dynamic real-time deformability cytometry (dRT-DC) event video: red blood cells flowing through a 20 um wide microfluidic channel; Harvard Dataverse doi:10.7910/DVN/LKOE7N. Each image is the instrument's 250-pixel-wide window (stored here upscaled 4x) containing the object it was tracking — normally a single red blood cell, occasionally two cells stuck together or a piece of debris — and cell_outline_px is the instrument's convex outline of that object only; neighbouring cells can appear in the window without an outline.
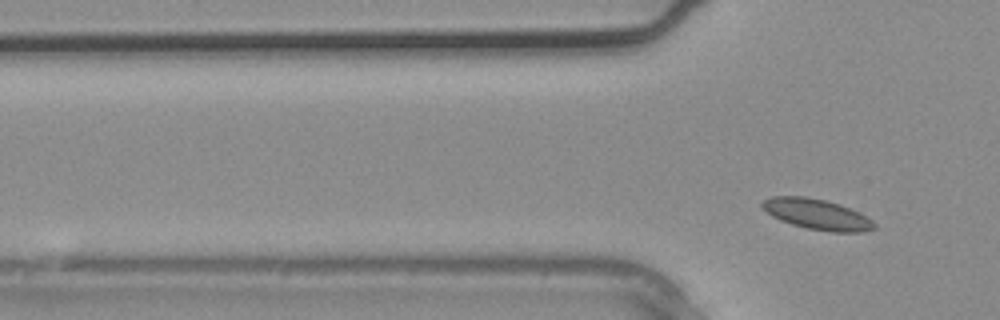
{"species": "common noctule bat (a hibernating species)", "species_latin": "Nyctalus noctula", "temperature_condition": "warm", "stored_images_in_passage": 3, "camera_frame_rate_fps": 3000, "um_per_image_px": 0.085, "animal": {"sex": "male", "body_mass_g": 20.4}, "frame": {"image": 1, "passage_image": 3, "time_ms": 0.667, "image_size_px": [1000, 320], "cell_outline_px": [[876, 228], [864, 232], [832, 232], [808, 228], [792, 224], [780, 220], [772, 216], [760, 208], [760, 204], [764, 200], [772, 196], [804, 196], [824, 200], [840, 204], [872, 220], [876, 224]], "centroid_in_image_um": [69.4, 18.21], "position_along_channel_um": 56.4, "area_um2": 19.83}}